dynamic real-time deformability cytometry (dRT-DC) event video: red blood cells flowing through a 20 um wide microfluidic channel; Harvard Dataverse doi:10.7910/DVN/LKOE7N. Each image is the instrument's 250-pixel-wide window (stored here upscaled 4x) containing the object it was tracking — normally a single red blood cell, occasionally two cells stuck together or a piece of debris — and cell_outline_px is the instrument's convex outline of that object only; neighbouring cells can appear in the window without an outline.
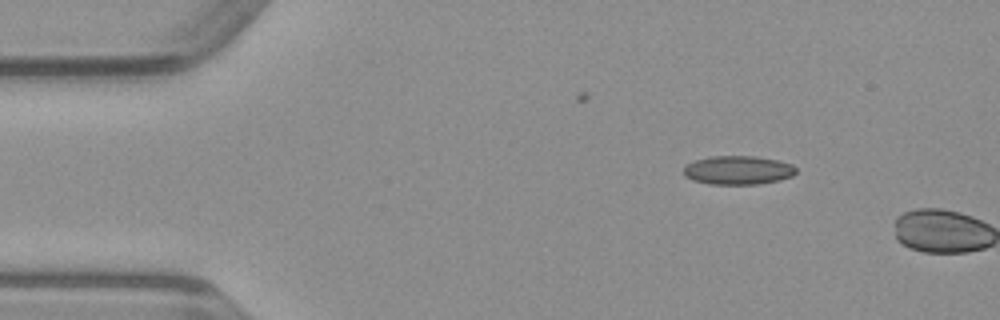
{"species": "common noctule bat (a hibernating species)", "species_latin": "Nyctalus noctula", "temperature_condition": "warm", "stored_images_in_passage": 2, "camera_frame_rate_fps": 3000, "um_per_image_px": 0.085, "animal": {"sex": "male", "body_mass_g": 23.1, "forearm_length_mm": 52.7}, "frame": {"image": 1, "passage_image": 1, "time_ms": 0.0, "image_size_px": [1000, 320], "cell_outline_px": [[796, 172], [792, 176], [780, 180], [756, 184], [708, 184], [692, 180], [684, 176], [684, 164], [696, 160], [712, 156], [756, 156], [776, 160], [792, 164], [796, 168]], "centroid_in_image_um": [62.71, 14.46], "position_along_channel_um": 22.3, "area_um2": 18.9}}